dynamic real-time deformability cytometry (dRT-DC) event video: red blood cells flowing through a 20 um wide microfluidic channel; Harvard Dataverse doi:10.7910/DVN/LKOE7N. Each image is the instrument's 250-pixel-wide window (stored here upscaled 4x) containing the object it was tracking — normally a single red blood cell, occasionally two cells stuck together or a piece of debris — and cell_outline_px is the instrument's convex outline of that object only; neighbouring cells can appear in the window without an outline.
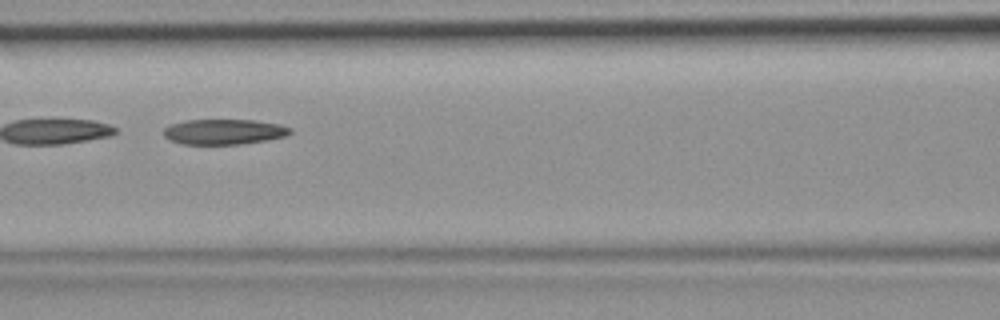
{"species": "common noctule bat (a hibernating species)", "species_latin": "Nyctalus noctula", "temperature_condition": "room temperature", "stored_images_in_passage": 28, "camera_frame_rate_fps": 3000, "um_per_image_px": 0.085, "animal": {"sex": "female", "body_mass_g": 19.9}, "frame": {"image": 1, "passage_image": 9, "time_ms": 2.667, "image_size_px": [1000, 320], "cell_outline_px": [[292, 132], [284, 136], [268, 140], [240, 144], [180, 144], [164, 136], [164, 128], [168, 124], [184, 120], [252, 120], [280, 124], [292, 128]], "centroid_in_image_um": [19.02, 11.19], "position_along_channel_um": 147.6, "area_um2": 18.73}}